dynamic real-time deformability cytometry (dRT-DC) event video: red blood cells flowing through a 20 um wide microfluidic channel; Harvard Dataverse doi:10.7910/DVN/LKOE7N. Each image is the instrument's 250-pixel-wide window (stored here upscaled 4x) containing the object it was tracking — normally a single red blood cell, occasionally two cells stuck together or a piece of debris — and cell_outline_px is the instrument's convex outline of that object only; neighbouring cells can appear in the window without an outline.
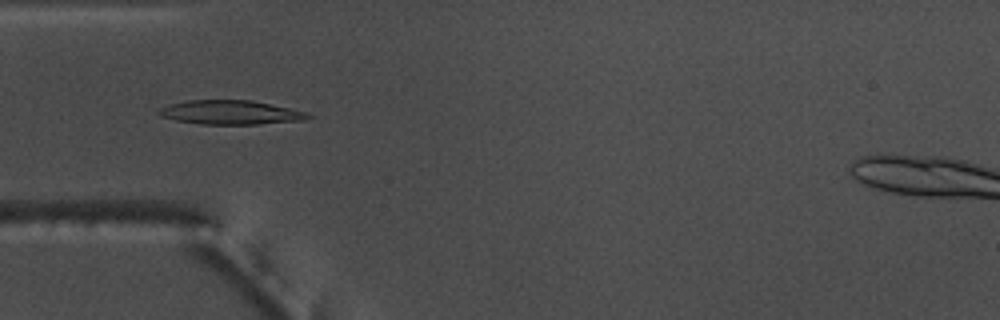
{"species": "common noctule bat (a hibernating species)", "species_latin": "Nyctalus noctula", "temperature_condition": "warm", "stored_images_in_passage": 55, "camera_frame_rate_fps": 3000, "um_per_image_px": 0.085, "animal": {"sex": "male", "body_mass_g": 17.5, "forearm_length_mm": 52.3}, "frame": {"image": 1, "passage_image": 17, "time_ms": 5.333, "image_size_px": [1000, 320], "cell_outline_px": [[312, 116], [304, 120], [256, 124], [200, 124], [176, 120], [160, 116], [156, 112], [156, 108], [168, 104], [188, 100], [252, 100], [308, 112]], "centroid_in_image_um": [19.54, 9.55], "position_along_channel_um": 65.5, "area_um2": 21.04}}
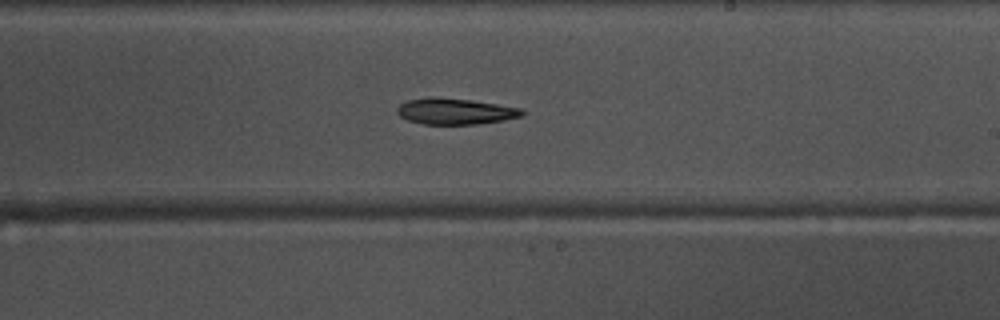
{"frame": {"image": 2, "passage_image": 32, "time_ms": 10.333, "image_size_px": [1000, 320], "cell_outline_px": [[524, 116], [504, 120], [476, 124], [424, 124], [408, 120], [400, 116], [396, 112], [396, 108], [400, 104], [408, 100], [428, 96], [432, 96], [472, 100], [520, 108], [524, 112]], "centroid_in_image_um": [38.66, 9.45], "position_along_channel_um": 250.3, "area_um2": 19.07}}
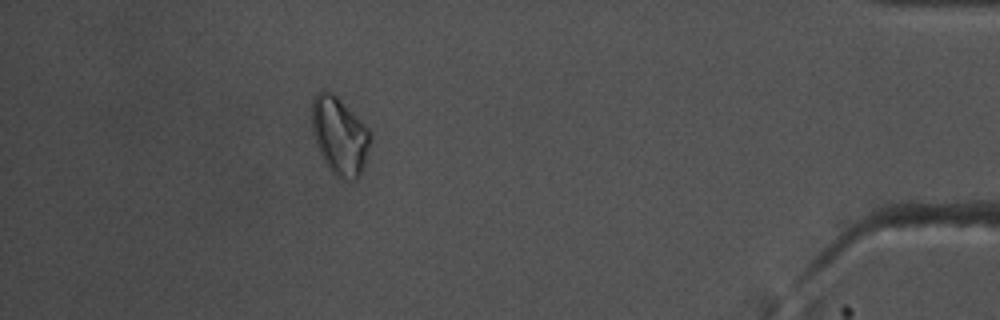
{"frame": {"image": 3, "passage_image": 49, "time_ms": 16.0, "image_size_px": [1000, 320], "cell_outline_px": [[372, 136], [360, 176], [356, 180], [344, 180], [336, 176], [328, 168], [316, 144], [312, 128], [312, 100], [316, 92], [332, 92], [372, 132]], "centroid_in_image_um": [28.87, 11.57], "position_along_channel_um": 406.3, "area_um2": 26.18}, "authors_computed_cell_mechanics": {"area_um2": 20.1144, "velocity_mm_per_s": 3.7195, "shape_relaxation_time_tau1_ms": 5.4803, "shape_relaxation_time_tau2_ms": null, "deformation_change_tau1": 0.1116, "deformation_change_tau2": null}}